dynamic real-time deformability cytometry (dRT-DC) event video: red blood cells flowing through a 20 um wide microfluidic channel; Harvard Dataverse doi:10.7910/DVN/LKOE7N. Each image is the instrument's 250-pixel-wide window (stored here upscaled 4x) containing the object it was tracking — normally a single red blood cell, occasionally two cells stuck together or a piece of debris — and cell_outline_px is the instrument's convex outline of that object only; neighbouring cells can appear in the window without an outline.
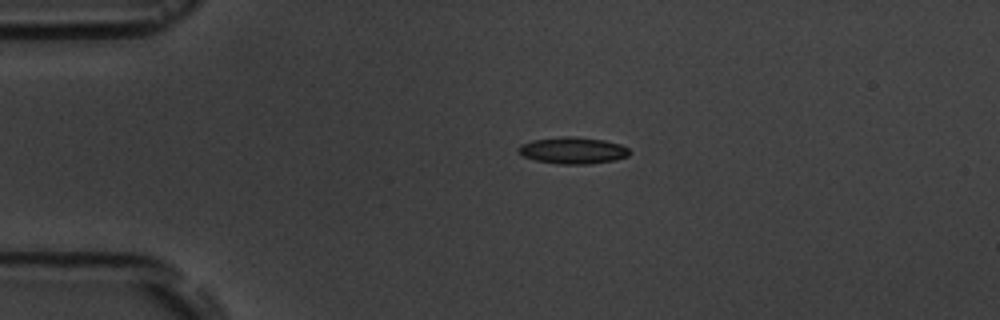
{"species": "common noctule bat (a hibernating species)", "species_latin": "Nyctalus noctula", "temperature_condition": "room temperature", "stored_images_in_passage": 4, "camera_frame_rate_fps": 3000, "um_per_image_px": 0.085, "animal": {"sex": "male", "body_mass_g": 19.5, "forearm_length_mm": 54.6}, "frame": {"image": 1, "passage_image": 1, "time_ms": 0.0, "image_size_px": [1000, 320], "cell_outline_px": [[628, 156], [616, 160], [588, 164], [560, 164], [536, 160], [524, 156], [516, 152], [516, 148], [520, 144], [532, 140], [564, 136], [572, 136], [604, 140], [620, 144], [628, 148]], "centroid_in_image_um": [48.65, 12.78], "position_along_channel_um": 36.3, "area_um2": 17.28}}
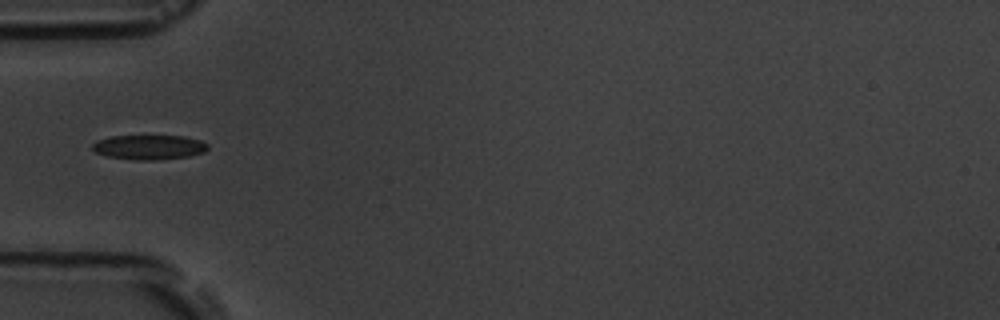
{"frame": {"image": 2, "passage_image": 3, "time_ms": 2.0, "image_size_px": [1000, 320], "cell_outline_px": [[208, 148], [204, 152], [188, 156], [156, 160], [132, 160], [108, 156], [96, 152], [92, 148], [92, 144], [96, 140], [112, 136], [184, 136], [200, 140], [208, 144]], "centroid_in_image_um": [12.67, 12.51], "position_along_channel_um": 72.3, "area_um2": 16.53}}
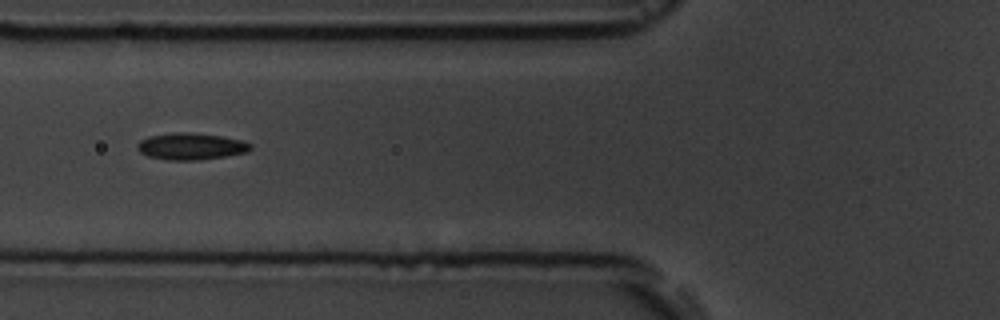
{"frame": {"image": 3, "passage_image": 4, "time_ms": 3.0, "image_size_px": [1000, 320], "cell_outline_px": [[252, 148], [248, 152], [224, 156], [196, 160], [168, 160], [148, 156], [140, 152], [136, 148], [136, 144], [140, 140], [148, 136], [172, 132], [192, 132], [220, 136], [244, 140], [252, 144]], "centroid_in_image_um": [16.22, 12.43], "position_along_channel_um": 109.6, "area_um2": 17.8}}